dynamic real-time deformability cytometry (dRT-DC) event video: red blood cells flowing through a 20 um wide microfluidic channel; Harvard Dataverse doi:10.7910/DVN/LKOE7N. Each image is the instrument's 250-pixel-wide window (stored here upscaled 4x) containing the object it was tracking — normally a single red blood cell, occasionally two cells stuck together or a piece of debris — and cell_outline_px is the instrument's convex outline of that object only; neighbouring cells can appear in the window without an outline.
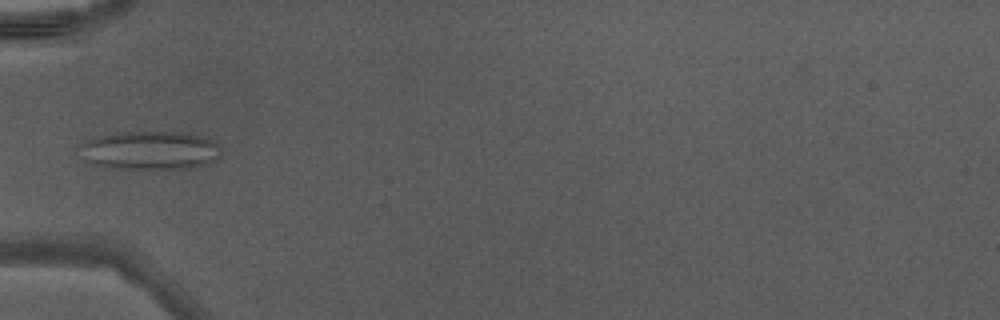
{"species": "Egyptian fruit bat (a non-hibernating species)", "species_latin": "Rousettus aegyptiacus", "temperature_condition": "warm", "stored_images_in_passage": 17, "camera_frame_rate_fps": 3000, "um_per_image_px": 0.085, "animal": {"sex": "male"}, "frame": {"image": 1, "passage_image": 1, "time_ms": 0.0, "image_size_px": [1000, 320], "cell_outline_px": [[220, 152], [216, 160], [208, 164], [192, 168], [116, 168], [92, 164], [88, 160], [80, 144], [88, 140], [100, 136], [128, 132], [180, 132], [208, 136], [220, 148]], "centroid_in_image_um": [12.86, 12.78], "position_along_channel_um": 72.1, "area_um2": 31.27}}
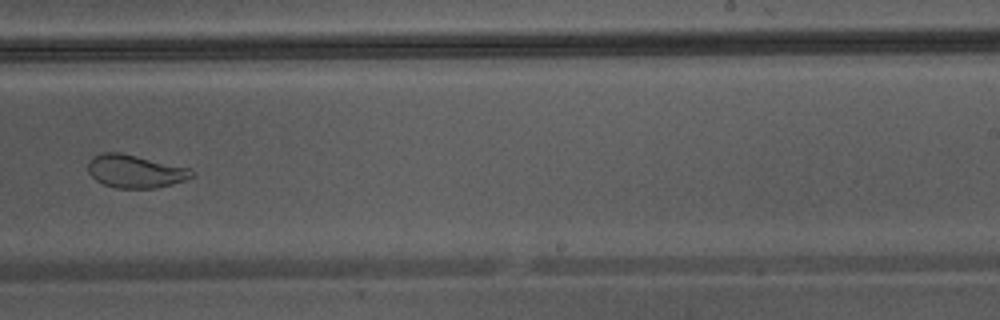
{"frame": {"image": 2, "passage_image": 15, "time_ms": 4.667, "image_size_px": [1000, 320], "cell_outline_px": [[196, 176], [172, 184], [156, 188], [116, 188], [104, 184], [96, 180], [88, 172], [88, 160], [104, 152], [120, 152], [192, 168], [196, 172]], "centroid_in_image_um": [11.55, 14.56], "position_along_channel_um": 277.5, "area_um2": 20.11}}